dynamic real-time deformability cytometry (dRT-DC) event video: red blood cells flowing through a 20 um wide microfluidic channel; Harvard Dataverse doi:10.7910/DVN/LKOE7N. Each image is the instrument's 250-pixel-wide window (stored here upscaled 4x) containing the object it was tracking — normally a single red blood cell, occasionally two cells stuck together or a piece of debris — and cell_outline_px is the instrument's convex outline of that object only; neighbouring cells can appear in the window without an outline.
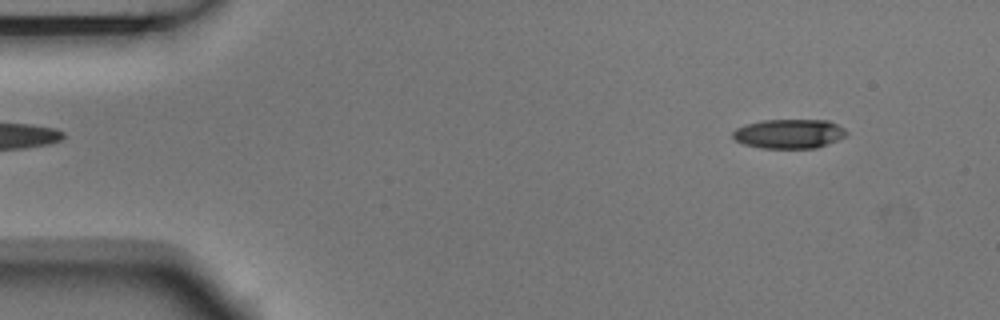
{"species": "Egyptian fruit bat (a non-hibernating species)", "species_latin": "Rousettus aegyptiacus", "temperature_condition": "room temperature", "stored_images_in_passage": 4, "camera_frame_rate_fps": 3000, "um_per_image_px": 0.085, "animal": {"sex": "male"}, "frame": {"image": 1, "passage_image": 4, "time_ms": 1.0, "image_size_px": [1000, 320], "cell_outline_px": [[848, 132], [844, 136], [836, 140], [816, 148], [764, 148], [744, 144], [736, 140], [732, 136], [732, 132], [736, 128], [744, 124], [760, 120], [828, 120], [844, 128]], "centroid_in_image_um": [67.04, 11.36], "position_along_channel_um": 18.0, "area_um2": 19.36}}